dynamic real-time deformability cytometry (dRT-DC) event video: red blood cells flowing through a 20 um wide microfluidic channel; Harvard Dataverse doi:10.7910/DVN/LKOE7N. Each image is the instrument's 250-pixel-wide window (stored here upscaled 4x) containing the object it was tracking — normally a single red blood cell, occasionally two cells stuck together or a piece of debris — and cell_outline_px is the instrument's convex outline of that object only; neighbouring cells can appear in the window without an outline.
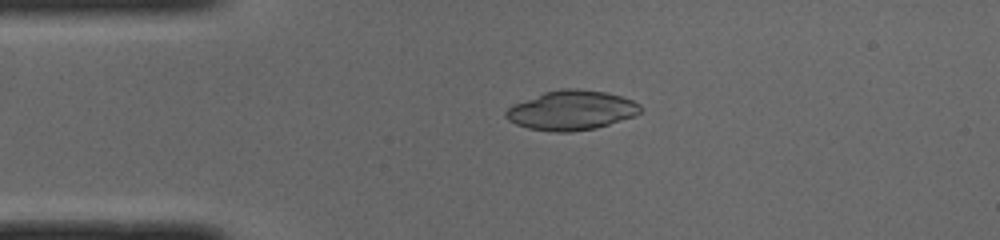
{"species": "common noctule bat (a hibernating species)", "species_latin": "Nyctalus noctula", "temperature_condition": "cold", "stored_images_in_passage": 40, "camera_frame_rate_fps": 3000, "um_per_image_px": 0.085, "animal": {"sex": "male", "body_mass_g": 19.0, "forearm_length_mm": 50.8}, "frame": {"image": 1, "passage_image": 1, "time_ms": 0.0, "image_size_px": [1000, 240], "cell_outline_px": [[644, 108], [636, 116], [596, 128], [572, 132], [552, 132], [528, 128], [516, 124], [508, 120], [504, 116], [504, 112], [512, 104], [544, 92], [564, 88], [576, 88], [604, 92], [620, 96], [632, 100], [640, 104]], "centroid_in_image_um": [48.57, 9.38], "position_along_channel_um": 36.4, "area_um2": 31.21}}
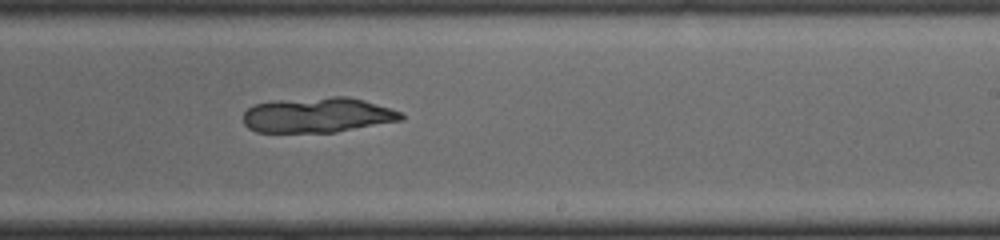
{"frame": {"image": 2, "passage_image": 20, "time_ms": 6.333, "image_size_px": [1000, 240], "cell_outline_px": [[404, 120], [336, 132], [256, 132], [248, 128], [244, 124], [244, 112], [252, 104], [276, 100], [332, 96], [348, 96], [364, 100], [400, 112], [404, 116]], "centroid_in_image_um": [26.98, 9.77], "position_along_channel_um": 262.0, "area_um2": 32.48}}